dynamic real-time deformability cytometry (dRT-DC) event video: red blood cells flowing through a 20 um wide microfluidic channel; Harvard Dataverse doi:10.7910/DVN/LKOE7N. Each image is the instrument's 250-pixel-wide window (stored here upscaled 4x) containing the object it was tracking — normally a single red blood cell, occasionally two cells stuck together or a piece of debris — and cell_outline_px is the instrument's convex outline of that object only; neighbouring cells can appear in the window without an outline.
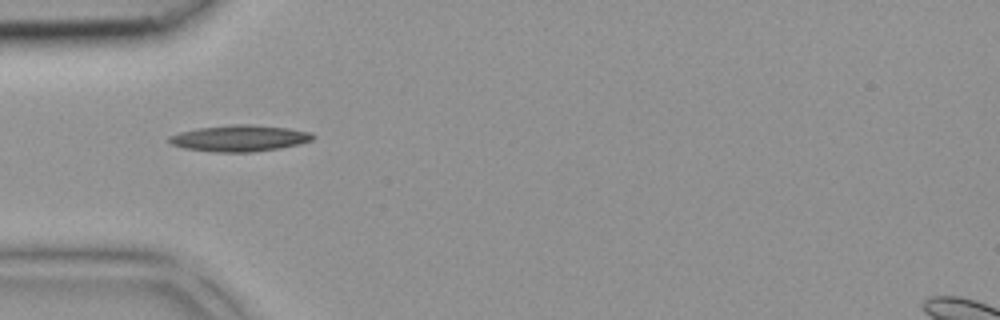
{"species": "common noctule bat (a hibernating species)", "species_latin": "Nyctalus noctula", "temperature_condition": "room temperature", "stored_images_in_passage": 8, "camera_frame_rate_fps": 3000, "um_per_image_px": 0.085, "animal": {"sex": "female", "body_mass_g": 18.4}, "frame": {"image": 1, "passage_image": 1, "time_ms": 0.0, "image_size_px": [1000, 320], "cell_outline_px": [[316, 136], [312, 140], [300, 144], [280, 148], [252, 152], [216, 152], [184, 148], [172, 144], [168, 140], [168, 136], [180, 132], [200, 128], [232, 124], [252, 124], [288, 128], [312, 132]], "centroid_in_image_um": [20.4, 11.75], "position_along_channel_um": 64.6, "area_um2": 22.08}}